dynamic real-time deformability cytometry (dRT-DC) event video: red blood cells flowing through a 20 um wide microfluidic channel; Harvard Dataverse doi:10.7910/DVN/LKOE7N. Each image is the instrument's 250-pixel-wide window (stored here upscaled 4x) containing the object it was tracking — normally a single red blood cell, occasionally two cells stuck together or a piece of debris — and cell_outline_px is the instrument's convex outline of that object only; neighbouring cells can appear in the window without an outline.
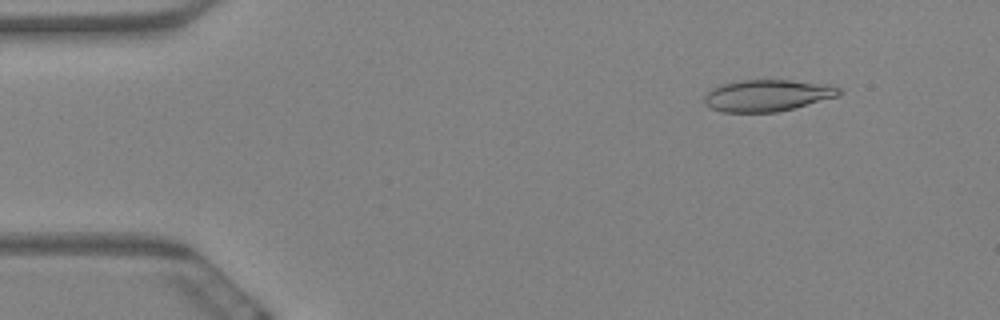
{"species": "Egyptian fruit bat (a non-hibernating species)", "species_latin": "Rousettus aegyptiacus", "temperature_condition": "warm", "stored_images_in_passage": 11, "camera_frame_rate_fps": 3000, "um_per_image_px": 0.085, "animal": {"sex": "female"}, "frame": {"image": 1, "passage_image": 2, "time_ms": 0.333, "image_size_px": [1000, 320], "cell_outline_px": [[844, 92], [840, 96], [776, 112], [724, 112], [712, 108], [704, 104], [704, 96], [712, 88], [720, 84], [736, 80], [788, 80], [832, 84], [840, 88]], "centroid_in_image_um": [65.25, 8.1], "position_along_channel_um": 19.7, "area_um2": 25.09}}
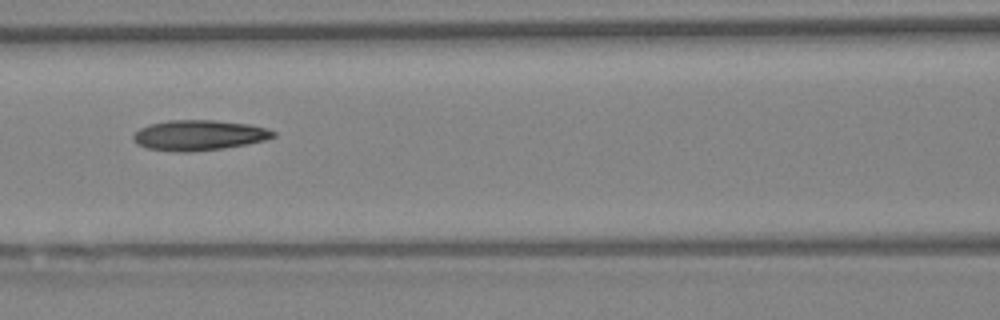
{"frame": {"image": 2, "passage_image": 7, "time_ms": 2.0, "image_size_px": [1000, 320], "cell_outline_px": [[276, 136], [264, 140], [224, 148], [192, 152], [176, 152], [148, 148], [136, 144], [132, 140], [132, 136], [140, 128], [148, 124], [168, 120], [216, 120], [248, 124], [268, 128], [276, 132]], "centroid_in_image_um": [16.88, 11.49], "position_along_channel_um": 149.7, "area_um2": 24.85}}
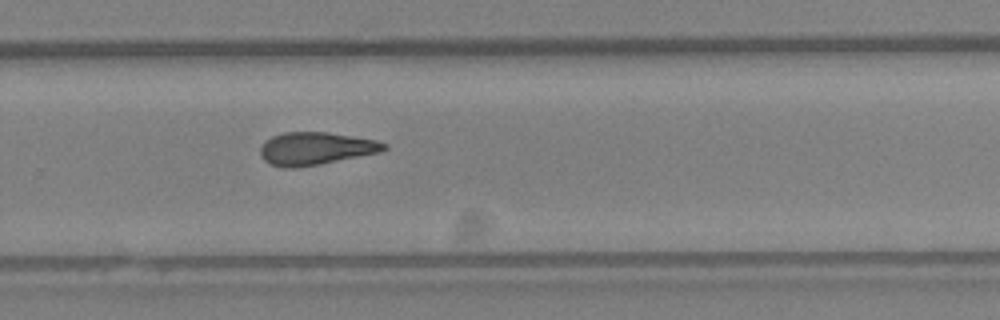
{"frame": {"image": 3, "passage_image": 11, "time_ms": 3.333, "image_size_px": [1000, 320], "cell_outline_px": [[388, 148], [380, 152], [320, 164], [296, 168], [284, 168], [272, 164], [264, 160], [260, 156], [260, 148], [272, 136], [284, 132], [328, 132], [376, 140], [388, 144]], "centroid_in_image_um": [26.84, 12.62], "position_along_channel_um": 303.0, "area_um2": 23.47}}